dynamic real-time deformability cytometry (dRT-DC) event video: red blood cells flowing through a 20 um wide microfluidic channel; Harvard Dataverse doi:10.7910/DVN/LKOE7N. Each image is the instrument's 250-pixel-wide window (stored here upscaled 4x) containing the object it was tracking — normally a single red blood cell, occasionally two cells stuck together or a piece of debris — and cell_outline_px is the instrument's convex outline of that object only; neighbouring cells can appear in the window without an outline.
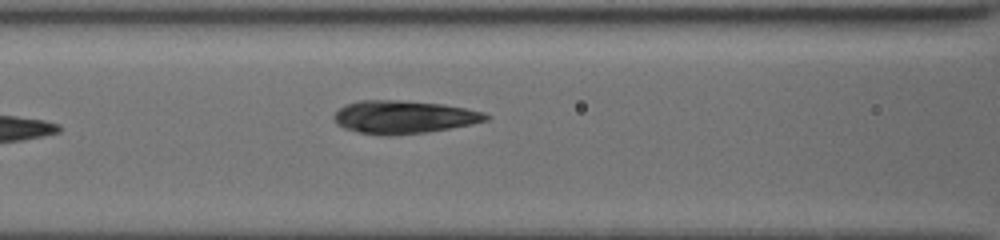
{"species": "common noctule bat (a hibernating species)", "species_latin": "Nyctalus noctula", "temperature_condition": "cold", "stored_images_in_passage": 12, "camera_frame_rate_fps": 3000, "um_per_image_px": 0.085, "animal": {"sex": "female", "body_mass_g": 19.5, "forearm_length_mm": 54.1}, "frame": {"image": 1, "passage_image": 12, "time_ms": 9.0, "image_size_px": [1000, 240], "cell_outline_px": [[492, 116], [488, 120], [448, 128], [424, 132], [384, 136], [360, 132], [344, 128], [336, 124], [332, 116], [344, 104], [360, 100], [400, 100], [440, 104], [464, 108], [484, 112]], "centroid_in_image_um": [34.27, 9.94], "position_along_channel_um": 132.3, "area_um2": 28.96}}